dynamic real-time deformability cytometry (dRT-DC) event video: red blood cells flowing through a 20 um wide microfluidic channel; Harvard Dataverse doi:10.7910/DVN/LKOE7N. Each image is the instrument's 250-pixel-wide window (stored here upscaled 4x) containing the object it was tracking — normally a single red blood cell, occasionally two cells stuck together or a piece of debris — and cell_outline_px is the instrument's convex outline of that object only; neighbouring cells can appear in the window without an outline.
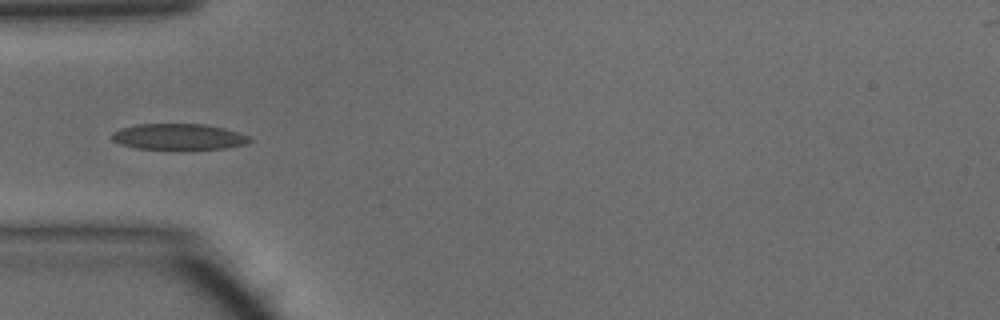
{"species": "common noctule bat (a hibernating species)", "species_latin": "Nyctalus noctula", "temperature_condition": "warm", "stored_images_in_passage": 32, "camera_frame_rate_fps": 3000, "um_per_image_px": 0.085, "animal": {"sex": "male", "body_mass_g": 15.6}, "frame": {"image": 1, "passage_image": 9, "time_ms": 2.667, "image_size_px": [1000, 320], "cell_outline_px": [[252, 140], [248, 144], [224, 148], [136, 148], [120, 144], [112, 140], [112, 132], [120, 128], [136, 124], [204, 124], [224, 128], [248, 136]], "centroid_in_image_um": [15.16, 11.6], "position_along_channel_um": 69.8, "area_um2": 20.52}, "authors_computed_cell_mechanics": {"area_um2": 20.4034, "velocity_mm_per_s": 4.1657, "shape_relaxation_time_tau1_ms": 7.3577, "shape_relaxation_time_tau2_ms": 2.3917, "deformation_change_tau1": 0.1908, "deformation_change_tau2": 0.0844}}